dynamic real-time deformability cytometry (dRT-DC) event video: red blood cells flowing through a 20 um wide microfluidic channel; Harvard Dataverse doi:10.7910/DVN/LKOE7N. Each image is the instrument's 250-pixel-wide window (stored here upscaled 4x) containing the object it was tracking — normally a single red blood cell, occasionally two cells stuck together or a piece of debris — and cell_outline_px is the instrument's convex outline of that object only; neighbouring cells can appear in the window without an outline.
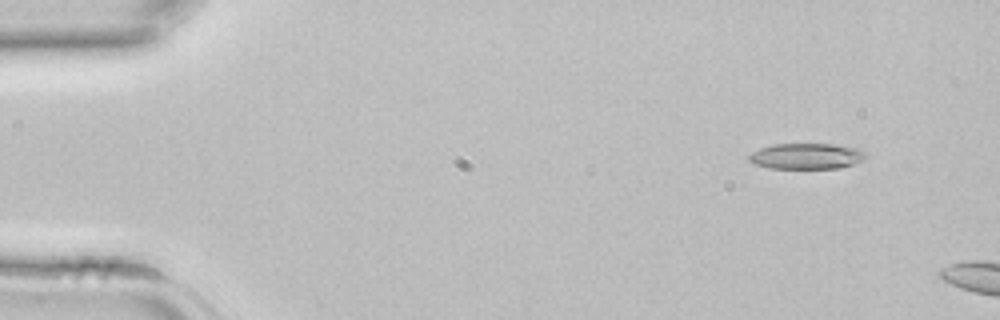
{"species": "common noctule bat (a hibernating species)", "species_latin": "Nyctalus noctula", "temperature_condition": "room temperature", "stored_images_in_passage": 11, "camera_frame_rate_fps": 3000, "um_per_image_px": 0.085, "animal": {"sex": "female", "body_mass_g": 22.7, "forearm_length_mm": 54.2}, "frame": {"image": 1, "passage_image": 4, "time_ms": 1.0, "image_size_px": [1000, 320], "cell_outline_px": [[864, 156], [860, 160], [852, 164], [840, 168], [768, 168], [756, 164], [748, 160], [748, 156], [752, 152], [760, 148], [772, 144], [836, 144], [856, 148], [864, 152]], "centroid_in_image_um": [68.49, 13.27], "position_along_channel_um": 16.5, "area_um2": 17.34}}